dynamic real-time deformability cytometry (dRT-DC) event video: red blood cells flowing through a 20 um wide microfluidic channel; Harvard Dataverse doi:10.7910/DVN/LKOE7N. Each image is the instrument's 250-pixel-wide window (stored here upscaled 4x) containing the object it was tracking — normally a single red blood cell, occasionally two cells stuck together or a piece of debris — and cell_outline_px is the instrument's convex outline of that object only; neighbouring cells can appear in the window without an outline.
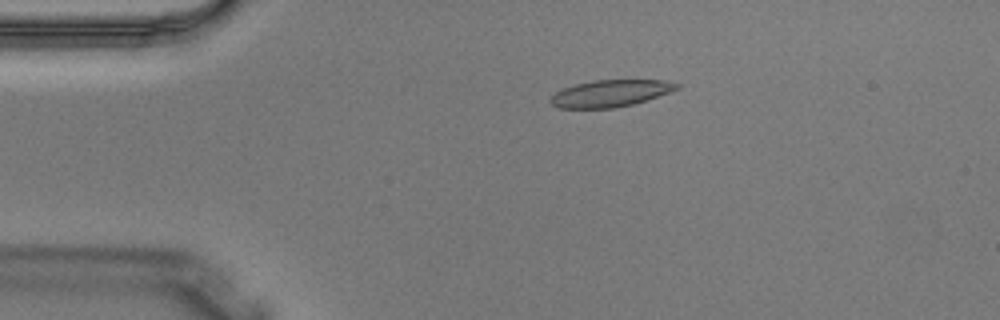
{"species": "Egyptian fruit bat (a non-hibernating species)", "species_latin": "Rousettus aegyptiacus", "temperature_condition": "warm", "stored_images_in_passage": 2, "camera_frame_rate_fps": 3000, "um_per_image_px": 0.085, "animal": {"sex": "male"}, "frame": {"image": 1, "passage_image": 1, "time_ms": 0.0, "image_size_px": [1000, 320], "cell_outline_px": [[680, 88], [632, 104], [612, 108], [556, 108], [548, 100], [556, 92], [564, 88], [576, 84], [592, 80], [664, 80], [680, 84]], "centroid_in_image_um": [51.84, 7.93], "position_along_channel_um": 33.2, "area_um2": 19.54}}